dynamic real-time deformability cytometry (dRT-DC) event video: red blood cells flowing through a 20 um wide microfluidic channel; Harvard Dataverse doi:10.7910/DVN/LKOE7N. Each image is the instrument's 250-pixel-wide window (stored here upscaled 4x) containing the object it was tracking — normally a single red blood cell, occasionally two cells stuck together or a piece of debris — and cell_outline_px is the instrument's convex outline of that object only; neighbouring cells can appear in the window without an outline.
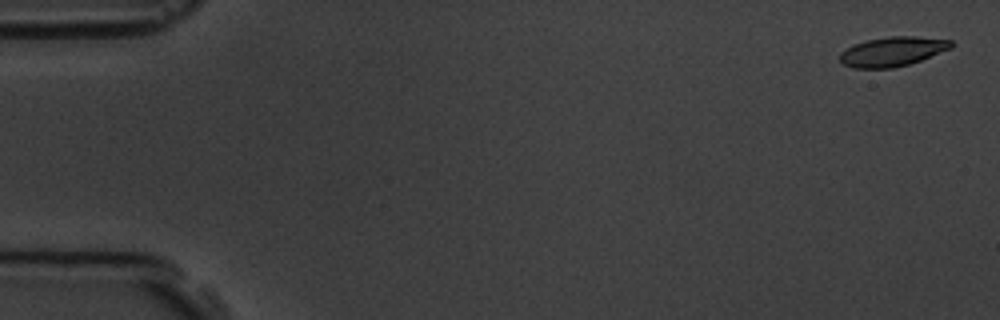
{"species": "common noctule bat (a hibernating species)", "species_latin": "Nyctalus noctula", "temperature_condition": "room temperature", "stored_images_in_passage": 7, "camera_frame_rate_fps": 3000, "um_per_image_px": 0.085, "animal": {"sex": "male", "body_mass_g": 19.5, "forearm_length_mm": 54.6}, "frame": {"image": 1, "passage_image": 1, "time_ms": 0.0, "image_size_px": [1000, 320], "cell_outline_px": [[952, 48], [920, 60], [908, 64], [892, 68], [852, 68], [840, 64], [840, 52], [852, 44], [868, 40], [888, 36], [916, 36], [952, 40]], "centroid_in_image_um": [75.82, 4.38], "position_along_channel_um": 9.2, "area_um2": 19.19}}
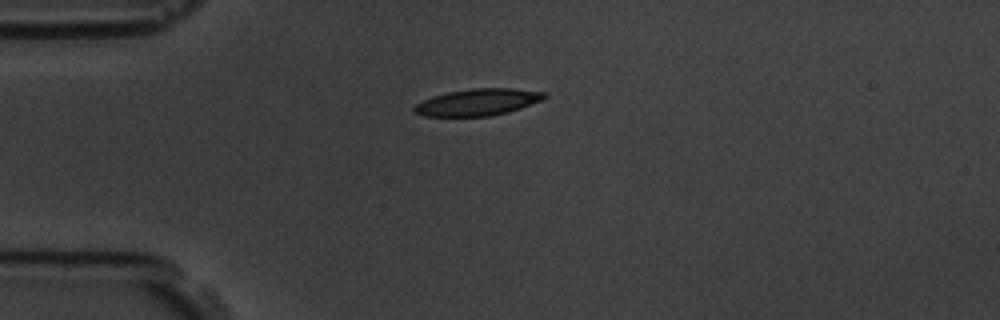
{"frame": {"image": 2, "passage_image": 5, "time_ms": 4.333, "image_size_px": [1000, 320], "cell_outline_px": [[548, 96], [540, 100], [520, 108], [508, 112], [488, 116], [424, 116], [416, 112], [412, 108], [416, 104], [432, 96], [448, 92], [472, 88], [512, 88], [544, 92]], "centroid_in_image_um": [40.6, 8.68], "position_along_channel_um": 44.4, "area_um2": 20.06}}